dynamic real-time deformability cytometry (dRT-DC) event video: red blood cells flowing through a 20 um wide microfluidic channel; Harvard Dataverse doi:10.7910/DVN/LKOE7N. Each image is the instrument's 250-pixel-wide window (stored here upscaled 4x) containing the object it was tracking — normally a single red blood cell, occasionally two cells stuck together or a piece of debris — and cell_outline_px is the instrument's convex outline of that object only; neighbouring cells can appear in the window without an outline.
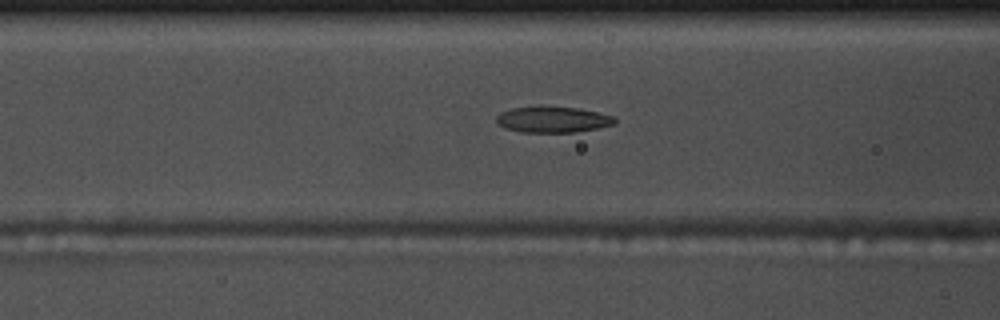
{"species": "common noctule bat (a hibernating species)", "species_latin": "Nyctalus noctula", "temperature_condition": "warm", "stored_images_in_passage": 55, "camera_frame_rate_fps": 3000, "um_per_image_px": 0.085, "animal": {"sex": "male", "body_mass_g": 17.5, "forearm_length_mm": 52.3}, "frame": {"image": 1, "passage_image": 22, "time_ms": 7.0, "image_size_px": [1000, 320], "cell_outline_px": [[616, 124], [576, 132], [520, 132], [504, 128], [496, 120], [496, 116], [500, 112], [512, 108], [536, 104], [576, 108], [596, 112], [612, 116], [616, 120]], "centroid_in_image_um": [46.93, 10.13], "position_along_channel_um": 119.7, "area_um2": 18.26}}
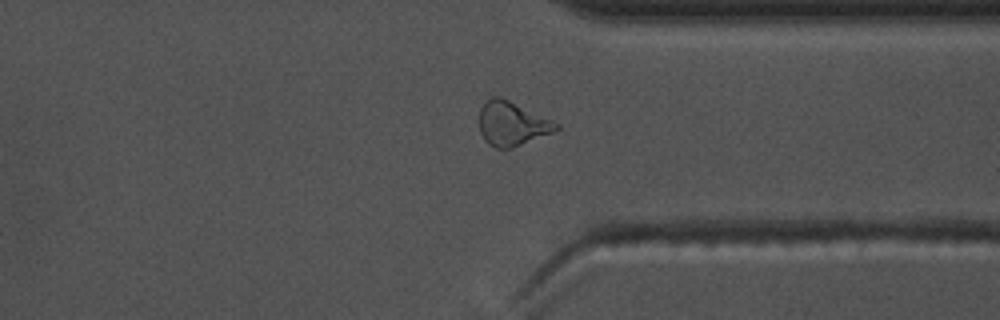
{"frame": {"image": 2, "passage_image": 42, "time_ms": 13.667, "image_size_px": [1000, 320], "cell_outline_px": [[560, 128], [552, 132], [512, 148], [496, 148], [488, 144], [484, 140], [480, 132], [480, 108], [492, 96], [500, 96], [552, 120], [560, 124]], "centroid_in_image_um": [43.5, 10.51], "position_along_channel_um": 367.9, "area_um2": 19.54}}
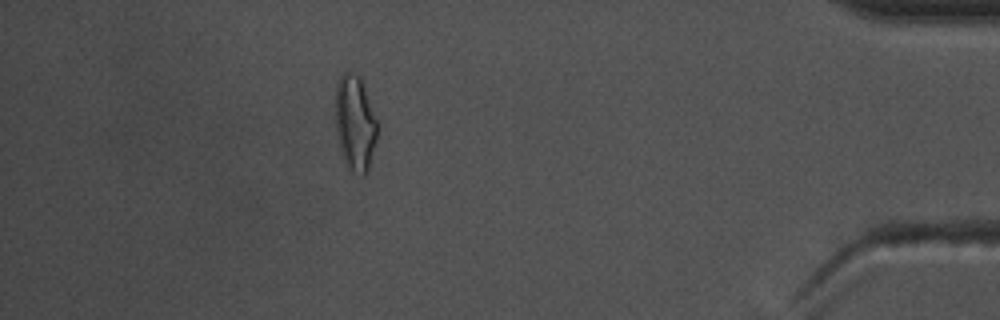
{"frame": {"image": 3, "passage_image": 49, "time_ms": 16.0, "image_size_px": [1000, 320], "cell_outline_px": [[380, 128], [368, 172], [364, 176], [360, 176], [344, 160], [340, 152], [336, 128], [336, 84], [340, 76], [348, 68], [360, 76], [380, 120]], "centroid_in_image_um": [30.24, 10.4], "position_along_channel_um": 405.0, "area_um2": 24.22}, "authors_computed_cell_mechanics": {"area_um2": 18.7272, "velocity_mm_per_s": 3.7494, "shape_relaxation_time_tau1_ms": 7.7263, "shape_relaxation_time_tau2_ms": 3.338, "deformation_change_tau1": 0.2233, "deformation_change_tau2": 0.1103}}